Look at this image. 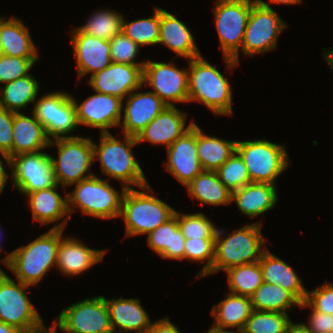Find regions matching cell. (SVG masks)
<instances>
[{"label": "cell", "mask_w": 333, "mask_h": 333, "mask_svg": "<svg viewBox=\"0 0 333 333\" xmlns=\"http://www.w3.org/2000/svg\"><path fill=\"white\" fill-rule=\"evenodd\" d=\"M6 164L12 169L13 187L20 193H32L57 185L47 152L19 154L11 157Z\"/></svg>", "instance_id": "14"}, {"label": "cell", "mask_w": 333, "mask_h": 333, "mask_svg": "<svg viewBox=\"0 0 333 333\" xmlns=\"http://www.w3.org/2000/svg\"><path fill=\"white\" fill-rule=\"evenodd\" d=\"M49 329L65 333H113L105 297L83 299L66 307Z\"/></svg>", "instance_id": "11"}, {"label": "cell", "mask_w": 333, "mask_h": 333, "mask_svg": "<svg viewBox=\"0 0 333 333\" xmlns=\"http://www.w3.org/2000/svg\"><path fill=\"white\" fill-rule=\"evenodd\" d=\"M88 84L95 92L124 101L131 92L143 87V67L112 62L105 69L91 75Z\"/></svg>", "instance_id": "17"}, {"label": "cell", "mask_w": 333, "mask_h": 333, "mask_svg": "<svg viewBox=\"0 0 333 333\" xmlns=\"http://www.w3.org/2000/svg\"><path fill=\"white\" fill-rule=\"evenodd\" d=\"M75 237L61 238L57 252L56 268L65 276L81 275L103 260L107 250H96L84 245Z\"/></svg>", "instance_id": "23"}, {"label": "cell", "mask_w": 333, "mask_h": 333, "mask_svg": "<svg viewBox=\"0 0 333 333\" xmlns=\"http://www.w3.org/2000/svg\"><path fill=\"white\" fill-rule=\"evenodd\" d=\"M188 103H203L218 115H233L232 89L230 82L203 56L189 60Z\"/></svg>", "instance_id": "3"}, {"label": "cell", "mask_w": 333, "mask_h": 333, "mask_svg": "<svg viewBox=\"0 0 333 333\" xmlns=\"http://www.w3.org/2000/svg\"><path fill=\"white\" fill-rule=\"evenodd\" d=\"M64 230L51 229L28 245L8 253L0 261L15 274L17 281L35 286L56 267L58 246Z\"/></svg>", "instance_id": "1"}, {"label": "cell", "mask_w": 333, "mask_h": 333, "mask_svg": "<svg viewBox=\"0 0 333 333\" xmlns=\"http://www.w3.org/2000/svg\"><path fill=\"white\" fill-rule=\"evenodd\" d=\"M263 281L278 284L291 292L300 302L305 301L307 291L296 271L279 257L272 254L268 248L259 260Z\"/></svg>", "instance_id": "28"}, {"label": "cell", "mask_w": 333, "mask_h": 333, "mask_svg": "<svg viewBox=\"0 0 333 333\" xmlns=\"http://www.w3.org/2000/svg\"><path fill=\"white\" fill-rule=\"evenodd\" d=\"M3 54V49H2V43H1V39H0V56Z\"/></svg>", "instance_id": "56"}, {"label": "cell", "mask_w": 333, "mask_h": 333, "mask_svg": "<svg viewBox=\"0 0 333 333\" xmlns=\"http://www.w3.org/2000/svg\"><path fill=\"white\" fill-rule=\"evenodd\" d=\"M49 333H57V329H48Z\"/></svg>", "instance_id": "55"}, {"label": "cell", "mask_w": 333, "mask_h": 333, "mask_svg": "<svg viewBox=\"0 0 333 333\" xmlns=\"http://www.w3.org/2000/svg\"><path fill=\"white\" fill-rule=\"evenodd\" d=\"M43 125L32 116L15 113L13 121V157L23 153H35L49 147Z\"/></svg>", "instance_id": "27"}, {"label": "cell", "mask_w": 333, "mask_h": 333, "mask_svg": "<svg viewBox=\"0 0 333 333\" xmlns=\"http://www.w3.org/2000/svg\"><path fill=\"white\" fill-rule=\"evenodd\" d=\"M109 43L112 62L137 65L144 68L146 62H135L141 47L123 32L114 36Z\"/></svg>", "instance_id": "44"}, {"label": "cell", "mask_w": 333, "mask_h": 333, "mask_svg": "<svg viewBox=\"0 0 333 333\" xmlns=\"http://www.w3.org/2000/svg\"><path fill=\"white\" fill-rule=\"evenodd\" d=\"M0 333H26L20 328L5 324L0 321Z\"/></svg>", "instance_id": "52"}, {"label": "cell", "mask_w": 333, "mask_h": 333, "mask_svg": "<svg viewBox=\"0 0 333 333\" xmlns=\"http://www.w3.org/2000/svg\"><path fill=\"white\" fill-rule=\"evenodd\" d=\"M286 333H312L309 328L304 323H293L289 322Z\"/></svg>", "instance_id": "49"}, {"label": "cell", "mask_w": 333, "mask_h": 333, "mask_svg": "<svg viewBox=\"0 0 333 333\" xmlns=\"http://www.w3.org/2000/svg\"><path fill=\"white\" fill-rule=\"evenodd\" d=\"M185 254L184 259L188 261H197L207 263L203 266L202 270L196 275L197 277H204L213 267L215 257V238H199V239H186L185 240Z\"/></svg>", "instance_id": "42"}, {"label": "cell", "mask_w": 333, "mask_h": 333, "mask_svg": "<svg viewBox=\"0 0 333 333\" xmlns=\"http://www.w3.org/2000/svg\"><path fill=\"white\" fill-rule=\"evenodd\" d=\"M167 171L183 186L189 184L203 169L196 146V123L167 148Z\"/></svg>", "instance_id": "19"}, {"label": "cell", "mask_w": 333, "mask_h": 333, "mask_svg": "<svg viewBox=\"0 0 333 333\" xmlns=\"http://www.w3.org/2000/svg\"><path fill=\"white\" fill-rule=\"evenodd\" d=\"M286 28L285 22L271 7L255 2L245 29L242 53L251 57L276 49L278 36Z\"/></svg>", "instance_id": "13"}, {"label": "cell", "mask_w": 333, "mask_h": 333, "mask_svg": "<svg viewBox=\"0 0 333 333\" xmlns=\"http://www.w3.org/2000/svg\"><path fill=\"white\" fill-rule=\"evenodd\" d=\"M230 293L251 297L263 283L262 269L259 261L235 266L225 271Z\"/></svg>", "instance_id": "36"}, {"label": "cell", "mask_w": 333, "mask_h": 333, "mask_svg": "<svg viewBox=\"0 0 333 333\" xmlns=\"http://www.w3.org/2000/svg\"><path fill=\"white\" fill-rule=\"evenodd\" d=\"M131 92L122 104L124 117L119 126L125 135L137 137L143 129L152 122L165 108L166 104L152 91ZM125 106V107H124Z\"/></svg>", "instance_id": "18"}, {"label": "cell", "mask_w": 333, "mask_h": 333, "mask_svg": "<svg viewBox=\"0 0 333 333\" xmlns=\"http://www.w3.org/2000/svg\"><path fill=\"white\" fill-rule=\"evenodd\" d=\"M154 7L151 17L138 18L129 23L123 18L122 32L140 47L157 45L159 42L160 8Z\"/></svg>", "instance_id": "38"}, {"label": "cell", "mask_w": 333, "mask_h": 333, "mask_svg": "<svg viewBox=\"0 0 333 333\" xmlns=\"http://www.w3.org/2000/svg\"><path fill=\"white\" fill-rule=\"evenodd\" d=\"M143 84L152 87L167 106L188 103V69H180L173 62L145 61Z\"/></svg>", "instance_id": "15"}, {"label": "cell", "mask_w": 333, "mask_h": 333, "mask_svg": "<svg viewBox=\"0 0 333 333\" xmlns=\"http://www.w3.org/2000/svg\"><path fill=\"white\" fill-rule=\"evenodd\" d=\"M60 185L41 189L32 193H21L26 195L29 201V207L32 212L33 221H37L42 225L52 224L56 221L64 219L57 225H53L51 229L64 230L70 214L68 211L67 193L65 197L57 192Z\"/></svg>", "instance_id": "22"}, {"label": "cell", "mask_w": 333, "mask_h": 333, "mask_svg": "<svg viewBox=\"0 0 333 333\" xmlns=\"http://www.w3.org/2000/svg\"><path fill=\"white\" fill-rule=\"evenodd\" d=\"M109 310V316L113 333H147L151 326V320L148 313L140 304V299H118L105 298ZM118 327V329H116Z\"/></svg>", "instance_id": "24"}, {"label": "cell", "mask_w": 333, "mask_h": 333, "mask_svg": "<svg viewBox=\"0 0 333 333\" xmlns=\"http://www.w3.org/2000/svg\"><path fill=\"white\" fill-rule=\"evenodd\" d=\"M39 57L0 56V84L27 76Z\"/></svg>", "instance_id": "43"}, {"label": "cell", "mask_w": 333, "mask_h": 333, "mask_svg": "<svg viewBox=\"0 0 333 333\" xmlns=\"http://www.w3.org/2000/svg\"><path fill=\"white\" fill-rule=\"evenodd\" d=\"M147 235L148 246L162 259L184 260L186 238L175 215Z\"/></svg>", "instance_id": "29"}, {"label": "cell", "mask_w": 333, "mask_h": 333, "mask_svg": "<svg viewBox=\"0 0 333 333\" xmlns=\"http://www.w3.org/2000/svg\"><path fill=\"white\" fill-rule=\"evenodd\" d=\"M29 29L17 17L0 16V39L3 54L16 57H39Z\"/></svg>", "instance_id": "30"}, {"label": "cell", "mask_w": 333, "mask_h": 333, "mask_svg": "<svg viewBox=\"0 0 333 333\" xmlns=\"http://www.w3.org/2000/svg\"><path fill=\"white\" fill-rule=\"evenodd\" d=\"M14 114L0 107V155L6 162L13 157Z\"/></svg>", "instance_id": "46"}, {"label": "cell", "mask_w": 333, "mask_h": 333, "mask_svg": "<svg viewBox=\"0 0 333 333\" xmlns=\"http://www.w3.org/2000/svg\"><path fill=\"white\" fill-rule=\"evenodd\" d=\"M147 333H181L168 317L157 320L151 323Z\"/></svg>", "instance_id": "48"}, {"label": "cell", "mask_w": 333, "mask_h": 333, "mask_svg": "<svg viewBox=\"0 0 333 333\" xmlns=\"http://www.w3.org/2000/svg\"><path fill=\"white\" fill-rule=\"evenodd\" d=\"M255 2L256 0H218L213 8L220 48L228 70L233 71L239 64V50L251 6Z\"/></svg>", "instance_id": "6"}, {"label": "cell", "mask_w": 333, "mask_h": 333, "mask_svg": "<svg viewBox=\"0 0 333 333\" xmlns=\"http://www.w3.org/2000/svg\"><path fill=\"white\" fill-rule=\"evenodd\" d=\"M73 185H76L75 189L67 193L69 214L75 210V207L79 208L83 215L103 220L120 216L125 187H122L119 193L110 185L109 180L96 175Z\"/></svg>", "instance_id": "7"}, {"label": "cell", "mask_w": 333, "mask_h": 333, "mask_svg": "<svg viewBox=\"0 0 333 333\" xmlns=\"http://www.w3.org/2000/svg\"><path fill=\"white\" fill-rule=\"evenodd\" d=\"M123 15L114 10H98L85 25L77 27L82 33L110 41L122 32Z\"/></svg>", "instance_id": "37"}, {"label": "cell", "mask_w": 333, "mask_h": 333, "mask_svg": "<svg viewBox=\"0 0 333 333\" xmlns=\"http://www.w3.org/2000/svg\"><path fill=\"white\" fill-rule=\"evenodd\" d=\"M124 140L111 133H101L99 145L93 142L94 159L100 162L103 173L119 180L126 189L143 187L148 184L140 163L132 148L138 144L135 136L125 135Z\"/></svg>", "instance_id": "2"}, {"label": "cell", "mask_w": 333, "mask_h": 333, "mask_svg": "<svg viewBox=\"0 0 333 333\" xmlns=\"http://www.w3.org/2000/svg\"><path fill=\"white\" fill-rule=\"evenodd\" d=\"M236 151L242 157L251 182L275 185L276 178L290 165L284 145L264 139L236 141Z\"/></svg>", "instance_id": "10"}, {"label": "cell", "mask_w": 333, "mask_h": 333, "mask_svg": "<svg viewBox=\"0 0 333 333\" xmlns=\"http://www.w3.org/2000/svg\"><path fill=\"white\" fill-rule=\"evenodd\" d=\"M5 166L3 164V161L1 160L0 157V194L5 188V185L7 183V178H9L7 172L5 171Z\"/></svg>", "instance_id": "51"}, {"label": "cell", "mask_w": 333, "mask_h": 333, "mask_svg": "<svg viewBox=\"0 0 333 333\" xmlns=\"http://www.w3.org/2000/svg\"><path fill=\"white\" fill-rule=\"evenodd\" d=\"M299 307H310L333 315V283H324L312 291H307L305 301L301 302Z\"/></svg>", "instance_id": "45"}, {"label": "cell", "mask_w": 333, "mask_h": 333, "mask_svg": "<svg viewBox=\"0 0 333 333\" xmlns=\"http://www.w3.org/2000/svg\"><path fill=\"white\" fill-rule=\"evenodd\" d=\"M0 107L14 113L30 103H35L39 92V83L31 74L11 81L0 89Z\"/></svg>", "instance_id": "34"}, {"label": "cell", "mask_w": 333, "mask_h": 333, "mask_svg": "<svg viewBox=\"0 0 333 333\" xmlns=\"http://www.w3.org/2000/svg\"><path fill=\"white\" fill-rule=\"evenodd\" d=\"M219 180L231 191L234 192L243 186L251 183L247 167L235 150L229 159L216 170Z\"/></svg>", "instance_id": "41"}, {"label": "cell", "mask_w": 333, "mask_h": 333, "mask_svg": "<svg viewBox=\"0 0 333 333\" xmlns=\"http://www.w3.org/2000/svg\"><path fill=\"white\" fill-rule=\"evenodd\" d=\"M252 307L259 311H272L288 314L292 307L300 306V301L288 290L278 284L263 283L250 297Z\"/></svg>", "instance_id": "35"}, {"label": "cell", "mask_w": 333, "mask_h": 333, "mask_svg": "<svg viewBox=\"0 0 333 333\" xmlns=\"http://www.w3.org/2000/svg\"><path fill=\"white\" fill-rule=\"evenodd\" d=\"M257 3L266 6V7H271L269 4H282V5H296V4H301L303 1L302 0H267V2L263 0H256Z\"/></svg>", "instance_id": "50"}, {"label": "cell", "mask_w": 333, "mask_h": 333, "mask_svg": "<svg viewBox=\"0 0 333 333\" xmlns=\"http://www.w3.org/2000/svg\"><path fill=\"white\" fill-rule=\"evenodd\" d=\"M71 36L78 80L89 73L93 75L112 63L109 41L82 33L78 28L72 31Z\"/></svg>", "instance_id": "20"}, {"label": "cell", "mask_w": 333, "mask_h": 333, "mask_svg": "<svg viewBox=\"0 0 333 333\" xmlns=\"http://www.w3.org/2000/svg\"><path fill=\"white\" fill-rule=\"evenodd\" d=\"M35 102L32 112L43 125L50 141L79 136L70 135L79 125L75 104L69 93L52 91L44 94Z\"/></svg>", "instance_id": "12"}, {"label": "cell", "mask_w": 333, "mask_h": 333, "mask_svg": "<svg viewBox=\"0 0 333 333\" xmlns=\"http://www.w3.org/2000/svg\"><path fill=\"white\" fill-rule=\"evenodd\" d=\"M208 333H241L237 331H227V330H222V329H217L215 327H211Z\"/></svg>", "instance_id": "54"}, {"label": "cell", "mask_w": 333, "mask_h": 333, "mask_svg": "<svg viewBox=\"0 0 333 333\" xmlns=\"http://www.w3.org/2000/svg\"><path fill=\"white\" fill-rule=\"evenodd\" d=\"M226 296L213 305L211 314L216 321L213 327L222 330L236 327V331L241 332L253 311L251 298L230 292Z\"/></svg>", "instance_id": "31"}, {"label": "cell", "mask_w": 333, "mask_h": 333, "mask_svg": "<svg viewBox=\"0 0 333 333\" xmlns=\"http://www.w3.org/2000/svg\"><path fill=\"white\" fill-rule=\"evenodd\" d=\"M50 146H57L58 158L50 155L57 184L66 188L95 175L89 172L94 163L91 137H72L51 140ZM87 174V175H86Z\"/></svg>", "instance_id": "9"}, {"label": "cell", "mask_w": 333, "mask_h": 333, "mask_svg": "<svg viewBox=\"0 0 333 333\" xmlns=\"http://www.w3.org/2000/svg\"><path fill=\"white\" fill-rule=\"evenodd\" d=\"M192 199L200 205H228L232 202V192L219 180L216 171L202 170L185 186Z\"/></svg>", "instance_id": "32"}, {"label": "cell", "mask_w": 333, "mask_h": 333, "mask_svg": "<svg viewBox=\"0 0 333 333\" xmlns=\"http://www.w3.org/2000/svg\"><path fill=\"white\" fill-rule=\"evenodd\" d=\"M140 189L142 191L126 189L122 198L119 217L124 219L126 237L149 234L172 218L176 211L164 201L152 196L154 190L149 184Z\"/></svg>", "instance_id": "5"}, {"label": "cell", "mask_w": 333, "mask_h": 333, "mask_svg": "<svg viewBox=\"0 0 333 333\" xmlns=\"http://www.w3.org/2000/svg\"><path fill=\"white\" fill-rule=\"evenodd\" d=\"M262 223L253 222L232 232L227 237L223 229L215 234V257L212 269L205 275L226 271L235 266L258 262L265 252V237L261 234Z\"/></svg>", "instance_id": "4"}, {"label": "cell", "mask_w": 333, "mask_h": 333, "mask_svg": "<svg viewBox=\"0 0 333 333\" xmlns=\"http://www.w3.org/2000/svg\"><path fill=\"white\" fill-rule=\"evenodd\" d=\"M158 44L165 45L176 53L175 58L188 60L201 56L189 28L175 15L160 8V29Z\"/></svg>", "instance_id": "25"}, {"label": "cell", "mask_w": 333, "mask_h": 333, "mask_svg": "<svg viewBox=\"0 0 333 333\" xmlns=\"http://www.w3.org/2000/svg\"><path fill=\"white\" fill-rule=\"evenodd\" d=\"M196 146L202 169L216 171L234 153L236 141L205 135L196 124Z\"/></svg>", "instance_id": "33"}, {"label": "cell", "mask_w": 333, "mask_h": 333, "mask_svg": "<svg viewBox=\"0 0 333 333\" xmlns=\"http://www.w3.org/2000/svg\"><path fill=\"white\" fill-rule=\"evenodd\" d=\"M75 108L78 125L100 129V133H110L112 127H119L122 118L123 100L107 94L95 92L81 104L71 95Z\"/></svg>", "instance_id": "16"}, {"label": "cell", "mask_w": 333, "mask_h": 333, "mask_svg": "<svg viewBox=\"0 0 333 333\" xmlns=\"http://www.w3.org/2000/svg\"><path fill=\"white\" fill-rule=\"evenodd\" d=\"M288 314L253 309L241 333H286Z\"/></svg>", "instance_id": "39"}, {"label": "cell", "mask_w": 333, "mask_h": 333, "mask_svg": "<svg viewBox=\"0 0 333 333\" xmlns=\"http://www.w3.org/2000/svg\"><path fill=\"white\" fill-rule=\"evenodd\" d=\"M2 233H1V229H0V239H1V235ZM2 252V246L0 245V253Z\"/></svg>", "instance_id": "57"}, {"label": "cell", "mask_w": 333, "mask_h": 333, "mask_svg": "<svg viewBox=\"0 0 333 333\" xmlns=\"http://www.w3.org/2000/svg\"><path fill=\"white\" fill-rule=\"evenodd\" d=\"M306 325L312 333H331L333 330V315L311 310Z\"/></svg>", "instance_id": "47"}, {"label": "cell", "mask_w": 333, "mask_h": 333, "mask_svg": "<svg viewBox=\"0 0 333 333\" xmlns=\"http://www.w3.org/2000/svg\"><path fill=\"white\" fill-rule=\"evenodd\" d=\"M322 52H324L322 55L324 62L326 61L333 71V48L328 50L323 49Z\"/></svg>", "instance_id": "53"}, {"label": "cell", "mask_w": 333, "mask_h": 333, "mask_svg": "<svg viewBox=\"0 0 333 333\" xmlns=\"http://www.w3.org/2000/svg\"><path fill=\"white\" fill-rule=\"evenodd\" d=\"M276 185L251 182L232 192L231 200L246 216L254 218L271 210L278 201Z\"/></svg>", "instance_id": "26"}, {"label": "cell", "mask_w": 333, "mask_h": 333, "mask_svg": "<svg viewBox=\"0 0 333 333\" xmlns=\"http://www.w3.org/2000/svg\"><path fill=\"white\" fill-rule=\"evenodd\" d=\"M179 229L186 239L215 238L217 227L202 212L185 214L175 211Z\"/></svg>", "instance_id": "40"}, {"label": "cell", "mask_w": 333, "mask_h": 333, "mask_svg": "<svg viewBox=\"0 0 333 333\" xmlns=\"http://www.w3.org/2000/svg\"><path fill=\"white\" fill-rule=\"evenodd\" d=\"M29 287L16 283L0 267V321L26 333H46L48 328L26 294Z\"/></svg>", "instance_id": "8"}, {"label": "cell", "mask_w": 333, "mask_h": 333, "mask_svg": "<svg viewBox=\"0 0 333 333\" xmlns=\"http://www.w3.org/2000/svg\"><path fill=\"white\" fill-rule=\"evenodd\" d=\"M187 113H183L176 106L166 108L136 137L138 144L150 142L164 145L167 148L184 134L194 123L192 120L186 125Z\"/></svg>", "instance_id": "21"}]
</instances>
